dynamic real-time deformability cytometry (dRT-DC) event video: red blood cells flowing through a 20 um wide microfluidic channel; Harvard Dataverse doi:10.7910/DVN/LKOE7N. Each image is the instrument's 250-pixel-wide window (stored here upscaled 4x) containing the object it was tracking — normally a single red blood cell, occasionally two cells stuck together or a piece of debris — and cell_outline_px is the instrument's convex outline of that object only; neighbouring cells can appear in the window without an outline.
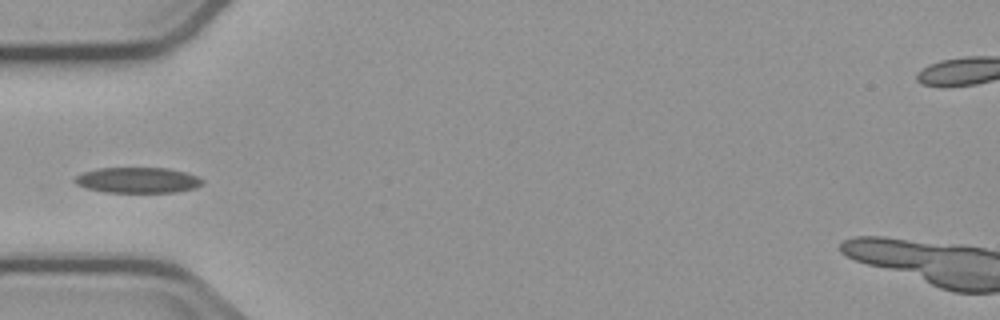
{"species": "common noctule bat (a hibernating species)", "species_latin": "Nyctalus noctula", "temperature_condition": "cold", "stored_images_in_passage": 4, "camera_frame_rate_fps": 3000, "um_per_image_px": 0.085, "animal": {"sex": "male", "body_mass_g": 23.1, "forearm_length_mm": 52.7}, "frame": {"image": 1, "passage_image": 3, "time_ms": 2.667, "image_size_px": [1000, 320], "cell_outline_px": [[204, 184], [196, 188], [176, 192], [104, 192], [88, 188], [76, 184], [72, 180], [76, 176], [84, 172], [100, 168], [168, 168], [184, 172], [196, 176], [204, 180]], "centroid_in_image_um": [11.73, 15.32], "position_along_channel_um": 73.3, "area_um2": 19.02}}
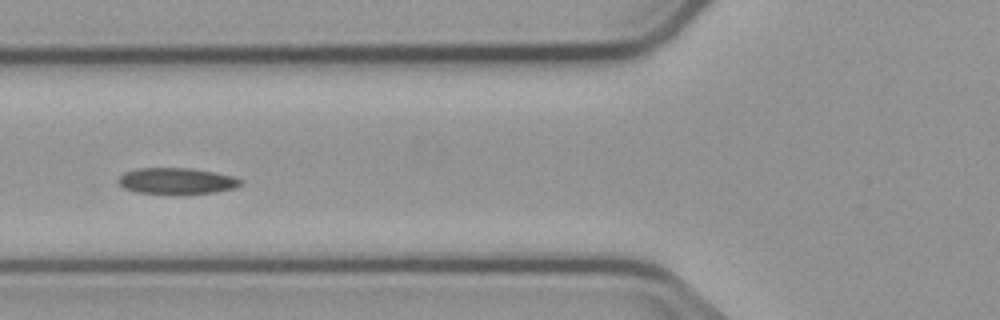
{"frame": {"image": 2, "passage_image": 4, "time_ms": 3.667, "image_size_px": [1000, 320], "cell_outline_px": [[244, 184], [236, 188], [216, 192], [184, 196], [136, 192], [124, 188], [116, 180], [124, 172], [136, 168], [192, 168], [232, 176], [244, 180]], "centroid_in_image_um": [15.05, 15.41], "position_along_channel_um": 110.8, "area_um2": 19.42}}